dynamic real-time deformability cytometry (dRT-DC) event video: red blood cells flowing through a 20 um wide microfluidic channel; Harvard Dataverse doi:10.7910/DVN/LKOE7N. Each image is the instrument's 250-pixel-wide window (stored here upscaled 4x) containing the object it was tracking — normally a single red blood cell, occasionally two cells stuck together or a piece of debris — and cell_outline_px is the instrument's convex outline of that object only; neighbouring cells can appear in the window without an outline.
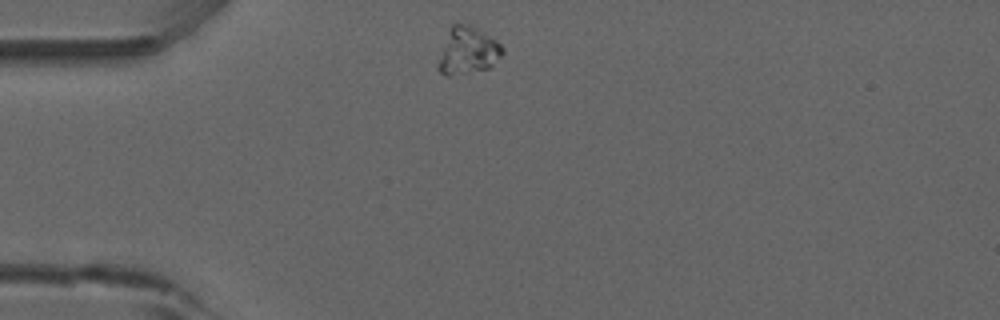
{"species": "common noctule bat (a hibernating species)", "species_latin": "Nyctalus noctula", "temperature_condition": "room temperature", "stored_images_in_passage": 42, "camera_frame_rate_fps": 3000, "um_per_image_px": 0.085, "animal": {"sex": "male", "forearm_length_mm": 52.5}, "frame": {"image": 1, "passage_image": 1, "time_ms": 0.0, "image_size_px": [1000, 320], "cell_outline_px": [[504, 52], [488, 68], [448, 76], [444, 76], [436, 68], [436, 64], [452, 24], [460, 20], [476, 28], [496, 40], [504, 48]], "centroid_in_image_um": [39.73, 4.29], "position_along_channel_um": 45.3, "area_um2": 17.51}}
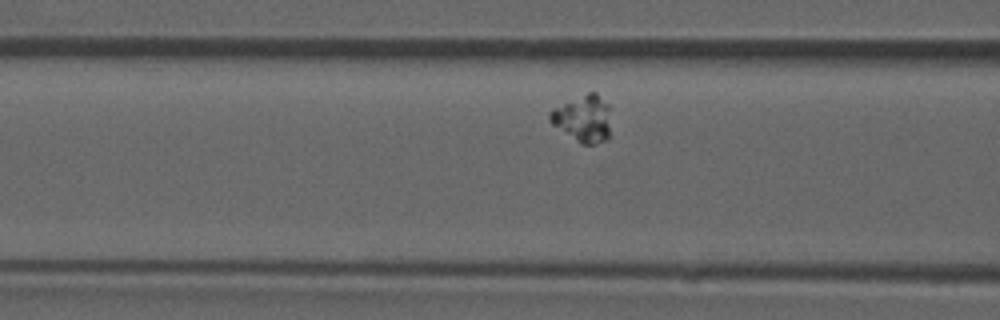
{"frame": {"image": 2, "passage_image": 9, "time_ms": 2.667, "image_size_px": [1000, 320], "cell_outline_px": [[608, 140], [596, 144], [580, 144], [552, 124], [548, 120], [548, 112], [552, 108], [588, 92], [596, 92], [608, 104]], "centroid_in_image_um": [49.53, 10.08], "position_along_channel_um": 117.1, "area_um2": 16.59}}
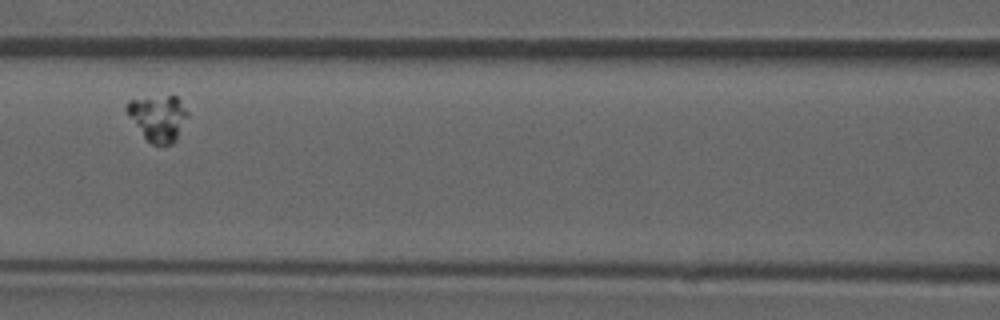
{"frame": {"image": 3, "passage_image": 12, "time_ms": 3.667, "image_size_px": [1000, 320], "cell_outline_px": [[188, 116], [176, 140], [172, 144], [152, 144], [144, 136], [128, 116], [124, 108], [124, 104], [128, 100], [168, 96], [176, 96], [180, 100], [188, 112]], "centroid_in_image_um": [13.42, 10.02], "position_along_channel_um": 153.2, "area_um2": 16.13}, "authors_computed_cell_mechanics": {"area_um2": 16.5308, "velocity_mm_per_s": 3.6266, "shape_relaxation_time_tau1_ms": 0.3789, "shape_relaxation_time_tau2_ms": null, "deformation_change_tau1": 0.0136, "deformation_change_tau2": null}}